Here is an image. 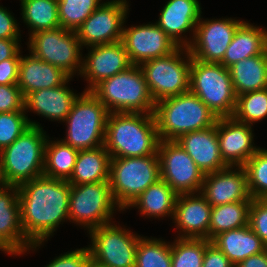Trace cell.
I'll use <instances>...</instances> for the list:
<instances>
[{"label":"cell","instance_id":"cell-48","mask_svg":"<svg viewBox=\"0 0 267 267\" xmlns=\"http://www.w3.org/2000/svg\"><path fill=\"white\" fill-rule=\"evenodd\" d=\"M9 186V184L7 183L4 173H3V166H2V160L0 157V188H4Z\"/></svg>","mask_w":267,"mask_h":267},{"label":"cell","instance_id":"cell-12","mask_svg":"<svg viewBox=\"0 0 267 267\" xmlns=\"http://www.w3.org/2000/svg\"><path fill=\"white\" fill-rule=\"evenodd\" d=\"M88 234L91 239L88 249L93 260L108 267H135L141 235L114 222L101 225Z\"/></svg>","mask_w":267,"mask_h":267},{"label":"cell","instance_id":"cell-11","mask_svg":"<svg viewBox=\"0 0 267 267\" xmlns=\"http://www.w3.org/2000/svg\"><path fill=\"white\" fill-rule=\"evenodd\" d=\"M28 50L36 58L62 69L71 78L82 70V45L75 31L62 27L34 32Z\"/></svg>","mask_w":267,"mask_h":267},{"label":"cell","instance_id":"cell-27","mask_svg":"<svg viewBox=\"0 0 267 267\" xmlns=\"http://www.w3.org/2000/svg\"><path fill=\"white\" fill-rule=\"evenodd\" d=\"M213 243L234 266L254 254L265 251V244L249 225L231 229L215 236Z\"/></svg>","mask_w":267,"mask_h":267},{"label":"cell","instance_id":"cell-33","mask_svg":"<svg viewBox=\"0 0 267 267\" xmlns=\"http://www.w3.org/2000/svg\"><path fill=\"white\" fill-rule=\"evenodd\" d=\"M251 202L240 201L212 207L209 241L222 232L247 226Z\"/></svg>","mask_w":267,"mask_h":267},{"label":"cell","instance_id":"cell-31","mask_svg":"<svg viewBox=\"0 0 267 267\" xmlns=\"http://www.w3.org/2000/svg\"><path fill=\"white\" fill-rule=\"evenodd\" d=\"M79 150L65 144L62 140H49L45 146L43 176L68 181L73 173Z\"/></svg>","mask_w":267,"mask_h":267},{"label":"cell","instance_id":"cell-7","mask_svg":"<svg viewBox=\"0 0 267 267\" xmlns=\"http://www.w3.org/2000/svg\"><path fill=\"white\" fill-rule=\"evenodd\" d=\"M159 179L158 153L143 157L110 159L109 184L113 198L122 212Z\"/></svg>","mask_w":267,"mask_h":267},{"label":"cell","instance_id":"cell-38","mask_svg":"<svg viewBox=\"0 0 267 267\" xmlns=\"http://www.w3.org/2000/svg\"><path fill=\"white\" fill-rule=\"evenodd\" d=\"M252 199H267V149L258 151L243 165Z\"/></svg>","mask_w":267,"mask_h":267},{"label":"cell","instance_id":"cell-45","mask_svg":"<svg viewBox=\"0 0 267 267\" xmlns=\"http://www.w3.org/2000/svg\"><path fill=\"white\" fill-rule=\"evenodd\" d=\"M202 267H235L213 243L205 248Z\"/></svg>","mask_w":267,"mask_h":267},{"label":"cell","instance_id":"cell-22","mask_svg":"<svg viewBox=\"0 0 267 267\" xmlns=\"http://www.w3.org/2000/svg\"><path fill=\"white\" fill-rule=\"evenodd\" d=\"M211 209L200 192L178 194L172 218V223L179 229L177 238L209 240Z\"/></svg>","mask_w":267,"mask_h":267},{"label":"cell","instance_id":"cell-24","mask_svg":"<svg viewBox=\"0 0 267 267\" xmlns=\"http://www.w3.org/2000/svg\"><path fill=\"white\" fill-rule=\"evenodd\" d=\"M73 79L69 78L63 85L41 89L30 93L25 98V112L31 111L50 121L63 122L72 109V105L80 94H76L67 85Z\"/></svg>","mask_w":267,"mask_h":267},{"label":"cell","instance_id":"cell-44","mask_svg":"<svg viewBox=\"0 0 267 267\" xmlns=\"http://www.w3.org/2000/svg\"><path fill=\"white\" fill-rule=\"evenodd\" d=\"M21 51L19 50L12 58L0 62V85L18 84Z\"/></svg>","mask_w":267,"mask_h":267},{"label":"cell","instance_id":"cell-42","mask_svg":"<svg viewBox=\"0 0 267 267\" xmlns=\"http://www.w3.org/2000/svg\"><path fill=\"white\" fill-rule=\"evenodd\" d=\"M90 258L88 247H83L57 256L45 267H86Z\"/></svg>","mask_w":267,"mask_h":267},{"label":"cell","instance_id":"cell-3","mask_svg":"<svg viewBox=\"0 0 267 267\" xmlns=\"http://www.w3.org/2000/svg\"><path fill=\"white\" fill-rule=\"evenodd\" d=\"M154 117L160 140H177L182 134L207 129L218 120L190 91L157 101Z\"/></svg>","mask_w":267,"mask_h":267},{"label":"cell","instance_id":"cell-36","mask_svg":"<svg viewBox=\"0 0 267 267\" xmlns=\"http://www.w3.org/2000/svg\"><path fill=\"white\" fill-rule=\"evenodd\" d=\"M208 239L177 238L171 242V267H202Z\"/></svg>","mask_w":267,"mask_h":267},{"label":"cell","instance_id":"cell-37","mask_svg":"<svg viewBox=\"0 0 267 267\" xmlns=\"http://www.w3.org/2000/svg\"><path fill=\"white\" fill-rule=\"evenodd\" d=\"M103 2L102 0H58L60 27L76 31Z\"/></svg>","mask_w":267,"mask_h":267},{"label":"cell","instance_id":"cell-10","mask_svg":"<svg viewBox=\"0 0 267 267\" xmlns=\"http://www.w3.org/2000/svg\"><path fill=\"white\" fill-rule=\"evenodd\" d=\"M116 204L109 181L70 185L69 221L87 229V233L113 222Z\"/></svg>","mask_w":267,"mask_h":267},{"label":"cell","instance_id":"cell-20","mask_svg":"<svg viewBox=\"0 0 267 267\" xmlns=\"http://www.w3.org/2000/svg\"><path fill=\"white\" fill-rule=\"evenodd\" d=\"M216 131L221 157L228 166H243L260 148L254 146L252 126L233 117L218 118Z\"/></svg>","mask_w":267,"mask_h":267},{"label":"cell","instance_id":"cell-25","mask_svg":"<svg viewBox=\"0 0 267 267\" xmlns=\"http://www.w3.org/2000/svg\"><path fill=\"white\" fill-rule=\"evenodd\" d=\"M28 55H21L18 73V86L25 98L37 90L61 86L70 78L62 69Z\"/></svg>","mask_w":267,"mask_h":267},{"label":"cell","instance_id":"cell-2","mask_svg":"<svg viewBox=\"0 0 267 267\" xmlns=\"http://www.w3.org/2000/svg\"><path fill=\"white\" fill-rule=\"evenodd\" d=\"M159 142L154 114H108L104 146L111 158L155 155Z\"/></svg>","mask_w":267,"mask_h":267},{"label":"cell","instance_id":"cell-4","mask_svg":"<svg viewBox=\"0 0 267 267\" xmlns=\"http://www.w3.org/2000/svg\"><path fill=\"white\" fill-rule=\"evenodd\" d=\"M109 111L154 114L153 100L139 65L102 80L90 91Z\"/></svg>","mask_w":267,"mask_h":267},{"label":"cell","instance_id":"cell-35","mask_svg":"<svg viewBox=\"0 0 267 267\" xmlns=\"http://www.w3.org/2000/svg\"><path fill=\"white\" fill-rule=\"evenodd\" d=\"M232 117L251 126L267 118V88L238 95Z\"/></svg>","mask_w":267,"mask_h":267},{"label":"cell","instance_id":"cell-16","mask_svg":"<svg viewBox=\"0 0 267 267\" xmlns=\"http://www.w3.org/2000/svg\"><path fill=\"white\" fill-rule=\"evenodd\" d=\"M123 28L122 42L132 65L172 53L178 45L154 22Z\"/></svg>","mask_w":267,"mask_h":267},{"label":"cell","instance_id":"cell-5","mask_svg":"<svg viewBox=\"0 0 267 267\" xmlns=\"http://www.w3.org/2000/svg\"><path fill=\"white\" fill-rule=\"evenodd\" d=\"M47 139L43 127L31 125L0 152L3 173L9 185L18 186L43 176Z\"/></svg>","mask_w":267,"mask_h":267},{"label":"cell","instance_id":"cell-13","mask_svg":"<svg viewBox=\"0 0 267 267\" xmlns=\"http://www.w3.org/2000/svg\"><path fill=\"white\" fill-rule=\"evenodd\" d=\"M160 178L177 194L199 193L205 174L175 140L158 145Z\"/></svg>","mask_w":267,"mask_h":267},{"label":"cell","instance_id":"cell-6","mask_svg":"<svg viewBox=\"0 0 267 267\" xmlns=\"http://www.w3.org/2000/svg\"><path fill=\"white\" fill-rule=\"evenodd\" d=\"M190 92L196 95L217 118L233 116L237 96L229 68L222 64L192 58Z\"/></svg>","mask_w":267,"mask_h":267},{"label":"cell","instance_id":"cell-28","mask_svg":"<svg viewBox=\"0 0 267 267\" xmlns=\"http://www.w3.org/2000/svg\"><path fill=\"white\" fill-rule=\"evenodd\" d=\"M110 159L104 145L79 150L73 173L67 182L70 185H82L109 181Z\"/></svg>","mask_w":267,"mask_h":267},{"label":"cell","instance_id":"cell-14","mask_svg":"<svg viewBox=\"0 0 267 267\" xmlns=\"http://www.w3.org/2000/svg\"><path fill=\"white\" fill-rule=\"evenodd\" d=\"M128 4L127 0L103 2L75 31L82 48L121 41Z\"/></svg>","mask_w":267,"mask_h":267},{"label":"cell","instance_id":"cell-29","mask_svg":"<svg viewBox=\"0 0 267 267\" xmlns=\"http://www.w3.org/2000/svg\"><path fill=\"white\" fill-rule=\"evenodd\" d=\"M177 197L178 194L160 178L142 192L127 209L137 207L140 215L147 218H173Z\"/></svg>","mask_w":267,"mask_h":267},{"label":"cell","instance_id":"cell-43","mask_svg":"<svg viewBox=\"0 0 267 267\" xmlns=\"http://www.w3.org/2000/svg\"><path fill=\"white\" fill-rule=\"evenodd\" d=\"M17 19L9 9L0 6V39H21V30Z\"/></svg>","mask_w":267,"mask_h":267},{"label":"cell","instance_id":"cell-41","mask_svg":"<svg viewBox=\"0 0 267 267\" xmlns=\"http://www.w3.org/2000/svg\"><path fill=\"white\" fill-rule=\"evenodd\" d=\"M25 112V97L18 84L0 85V113Z\"/></svg>","mask_w":267,"mask_h":267},{"label":"cell","instance_id":"cell-47","mask_svg":"<svg viewBox=\"0 0 267 267\" xmlns=\"http://www.w3.org/2000/svg\"><path fill=\"white\" fill-rule=\"evenodd\" d=\"M235 267H267V252L254 254L238 263Z\"/></svg>","mask_w":267,"mask_h":267},{"label":"cell","instance_id":"cell-26","mask_svg":"<svg viewBox=\"0 0 267 267\" xmlns=\"http://www.w3.org/2000/svg\"><path fill=\"white\" fill-rule=\"evenodd\" d=\"M266 50L267 29L244 21L236 30L220 64L229 68L242 59L263 54Z\"/></svg>","mask_w":267,"mask_h":267},{"label":"cell","instance_id":"cell-34","mask_svg":"<svg viewBox=\"0 0 267 267\" xmlns=\"http://www.w3.org/2000/svg\"><path fill=\"white\" fill-rule=\"evenodd\" d=\"M161 238L141 236L135 258V267H171V243Z\"/></svg>","mask_w":267,"mask_h":267},{"label":"cell","instance_id":"cell-39","mask_svg":"<svg viewBox=\"0 0 267 267\" xmlns=\"http://www.w3.org/2000/svg\"><path fill=\"white\" fill-rule=\"evenodd\" d=\"M31 125L42 127L39 122L28 118L26 112L0 113V152L11 145Z\"/></svg>","mask_w":267,"mask_h":267},{"label":"cell","instance_id":"cell-9","mask_svg":"<svg viewBox=\"0 0 267 267\" xmlns=\"http://www.w3.org/2000/svg\"><path fill=\"white\" fill-rule=\"evenodd\" d=\"M191 59L188 48L178 46L166 56L139 65L155 103L190 91Z\"/></svg>","mask_w":267,"mask_h":267},{"label":"cell","instance_id":"cell-23","mask_svg":"<svg viewBox=\"0 0 267 267\" xmlns=\"http://www.w3.org/2000/svg\"><path fill=\"white\" fill-rule=\"evenodd\" d=\"M204 173H212L228 165L220 154L216 124L203 130L182 134L175 140Z\"/></svg>","mask_w":267,"mask_h":267},{"label":"cell","instance_id":"cell-19","mask_svg":"<svg viewBox=\"0 0 267 267\" xmlns=\"http://www.w3.org/2000/svg\"><path fill=\"white\" fill-rule=\"evenodd\" d=\"M200 193L212 207L233 202L252 201L243 166H228L205 174Z\"/></svg>","mask_w":267,"mask_h":267},{"label":"cell","instance_id":"cell-21","mask_svg":"<svg viewBox=\"0 0 267 267\" xmlns=\"http://www.w3.org/2000/svg\"><path fill=\"white\" fill-rule=\"evenodd\" d=\"M198 0H169L162 8L156 24L178 45L188 47L202 14ZM193 33L189 38L186 32ZM192 37V38H191Z\"/></svg>","mask_w":267,"mask_h":267},{"label":"cell","instance_id":"cell-8","mask_svg":"<svg viewBox=\"0 0 267 267\" xmlns=\"http://www.w3.org/2000/svg\"><path fill=\"white\" fill-rule=\"evenodd\" d=\"M108 114L106 107L90 91H83L63 121L67 129L61 140L77 150L103 146Z\"/></svg>","mask_w":267,"mask_h":267},{"label":"cell","instance_id":"cell-1","mask_svg":"<svg viewBox=\"0 0 267 267\" xmlns=\"http://www.w3.org/2000/svg\"><path fill=\"white\" fill-rule=\"evenodd\" d=\"M17 187L23 232L33 244L28 252L35 251L54 235L60 224L69 222L70 184L41 176Z\"/></svg>","mask_w":267,"mask_h":267},{"label":"cell","instance_id":"cell-18","mask_svg":"<svg viewBox=\"0 0 267 267\" xmlns=\"http://www.w3.org/2000/svg\"><path fill=\"white\" fill-rule=\"evenodd\" d=\"M18 195L17 186L0 188V251L12 256L33 246L23 232Z\"/></svg>","mask_w":267,"mask_h":267},{"label":"cell","instance_id":"cell-15","mask_svg":"<svg viewBox=\"0 0 267 267\" xmlns=\"http://www.w3.org/2000/svg\"><path fill=\"white\" fill-rule=\"evenodd\" d=\"M244 21L236 18L203 19L197 23L192 43L187 47L192 58L220 63L238 27Z\"/></svg>","mask_w":267,"mask_h":267},{"label":"cell","instance_id":"cell-46","mask_svg":"<svg viewBox=\"0 0 267 267\" xmlns=\"http://www.w3.org/2000/svg\"><path fill=\"white\" fill-rule=\"evenodd\" d=\"M21 39H0V62L12 58L20 50Z\"/></svg>","mask_w":267,"mask_h":267},{"label":"cell","instance_id":"cell-30","mask_svg":"<svg viewBox=\"0 0 267 267\" xmlns=\"http://www.w3.org/2000/svg\"><path fill=\"white\" fill-rule=\"evenodd\" d=\"M236 96L267 88V50L229 67Z\"/></svg>","mask_w":267,"mask_h":267},{"label":"cell","instance_id":"cell-17","mask_svg":"<svg viewBox=\"0 0 267 267\" xmlns=\"http://www.w3.org/2000/svg\"><path fill=\"white\" fill-rule=\"evenodd\" d=\"M82 59V70L79 74L89 83L84 91H91L102 80L132 66L122 41L91 46Z\"/></svg>","mask_w":267,"mask_h":267},{"label":"cell","instance_id":"cell-40","mask_svg":"<svg viewBox=\"0 0 267 267\" xmlns=\"http://www.w3.org/2000/svg\"><path fill=\"white\" fill-rule=\"evenodd\" d=\"M249 227L267 244V199H252L249 208Z\"/></svg>","mask_w":267,"mask_h":267},{"label":"cell","instance_id":"cell-49","mask_svg":"<svg viewBox=\"0 0 267 267\" xmlns=\"http://www.w3.org/2000/svg\"><path fill=\"white\" fill-rule=\"evenodd\" d=\"M86 267H108V266L102 265V264L96 262L95 260H93L92 258H90Z\"/></svg>","mask_w":267,"mask_h":267},{"label":"cell","instance_id":"cell-32","mask_svg":"<svg viewBox=\"0 0 267 267\" xmlns=\"http://www.w3.org/2000/svg\"><path fill=\"white\" fill-rule=\"evenodd\" d=\"M21 16L29 28V36L34 32L60 27L58 0H20Z\"/></svg>","mask_w":267,"mask_h":267}]
</instances>
